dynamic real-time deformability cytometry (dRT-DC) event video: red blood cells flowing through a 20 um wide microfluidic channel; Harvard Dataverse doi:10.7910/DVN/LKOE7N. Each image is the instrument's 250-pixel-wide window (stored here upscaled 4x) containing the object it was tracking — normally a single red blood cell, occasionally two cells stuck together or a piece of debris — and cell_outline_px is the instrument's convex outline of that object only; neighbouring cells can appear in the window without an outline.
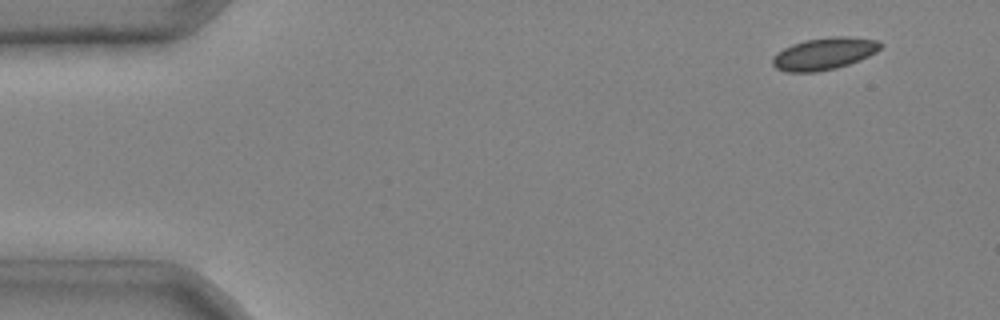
{"species": "common noctule bat (a hibernating species)", "species_latin": "Nyctalus noctula", "temperature_condition": "cold", "stored_images_in_passage": 4, "camera_frame_rate_fps": 3000, "um_per_image_px": 0.085, "animal": {"sex": "male", "body_mass_g": 20.4}, "frame": {"image": 1, "passage_image": 1, "time_ms": 0.0, "image_size_px": [1000, 320], "cell_outline_px": [[884, 44], [876, 52], [860, 60], [836, 68], [816, 72], [784, 72], [776, 68], [772, 64], [772, 60], [784, 48], [792, 44], [804, 40], [832, 36], [848, 36], [876, 40]], "centroid_in_image_um": [70.07, 4.56], "position_along_channel_um": 14.9, "area_um2": 20.11}}